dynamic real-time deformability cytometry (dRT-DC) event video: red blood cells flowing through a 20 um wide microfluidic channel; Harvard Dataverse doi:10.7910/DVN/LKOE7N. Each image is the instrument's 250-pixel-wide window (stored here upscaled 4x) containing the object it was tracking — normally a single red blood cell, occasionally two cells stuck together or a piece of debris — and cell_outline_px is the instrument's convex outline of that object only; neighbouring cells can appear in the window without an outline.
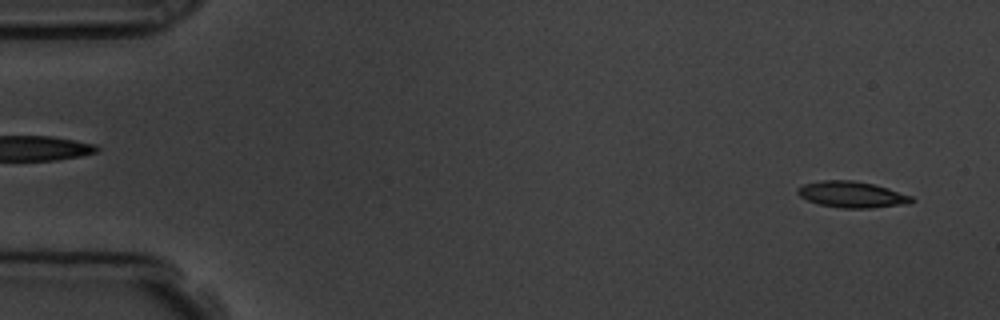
{"species": "common noctule bat (a hibernating species)", "species_latin": "Nyctalus noctula", "temperature_condition": "room temperature", "stored_images_in_passage": 53, "camera_frame_rate_fps": 3000, "um_per_image_px": 0.085, "animal": {"sex": "male", "body_mass_g": 19.5, "forearm_length_mm": 54.6}, "frame": {"image": 1, "passage_image": 2, "time_ms": 0.333, "image_size_px": [1000, 320], "cell_outline_px": [[916, 200], [912, 204], [872, 208], [840, 208], [820, 204], [808, 200], [800, 196], [796, 192], [796, 188], [804, 184], [820, 180], [852, 180], [876, 184], [912, 196]], "centroid_in_image_um": [72.46, 16.53], "position_along_channel_um": 12.5, "area_um2": 17.69}}
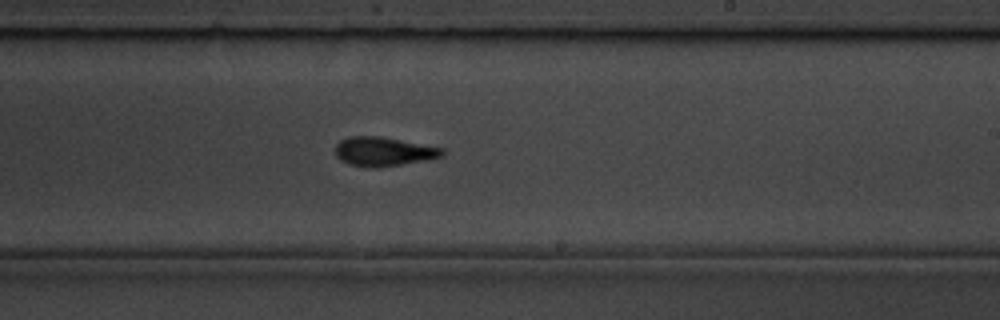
{"frame": {"image": 2, "passage_image": 31, "time_ms": 10.0, "image_size_px": [1000, 320], "cell_outline_px": [[444, 152], [440, 156], [424, 160], [380, 168], [368, 168], [348, 164], [340, 160], [336, 156], [336, 144], [340, 140], [348, 136], [380, 136], [444, 148]], "centroid_in_image_um": [32.54, 12.88], "position_along_channel_um": 256.5, "area_um2": 18.15}}
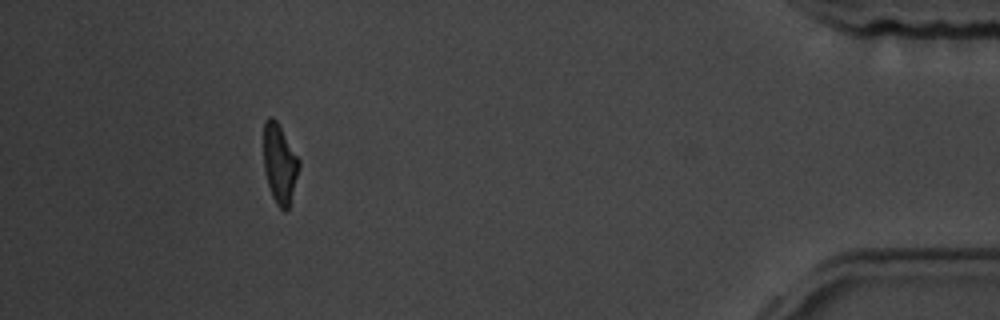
{"frame": {"image": 3, "passage_image": 48, "time_ms": 15.667, "image_size_px": [1000, 320], "cell_outline_px": [[300, 168], [288, 208], [284, 212], [276, 204], [272, 196], [268, 184], [264, 168], [264, 120], [268, 116], [272, 116], [276, 120], [300, 160]], "centroid_in_image_um": [23.77, 13.9], "position_along_channel_um": 411.4, "area_um2": 16.3}, "authors_computed_cell_mechanics": {"area_um2": 17.3978, "velocity_mm_per_s": 3.7932, "shape_relaxation_time_tau1_ms": 3.8775, "shape_relaxation_time_tau2_ms": 3.6794, "deformation_change_tau1": 0.1456, "deformation_change_tau2": 0.1167}}